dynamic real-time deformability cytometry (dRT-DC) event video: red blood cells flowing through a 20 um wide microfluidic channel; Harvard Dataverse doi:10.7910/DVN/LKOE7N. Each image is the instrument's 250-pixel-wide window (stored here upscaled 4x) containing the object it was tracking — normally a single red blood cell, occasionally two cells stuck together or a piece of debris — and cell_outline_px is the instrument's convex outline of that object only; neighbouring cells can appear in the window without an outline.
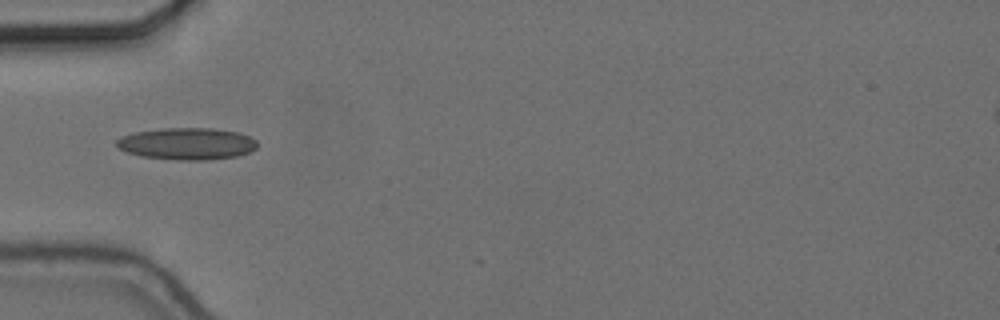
{"species": "common noctule bat (a hibernating species)", "species_latin": "Nyctalus noctula", "temperature_condition": "cold", "stored_images_in_passage": 2, "camera_frame_rate_fps": 3000, "um_per_image_px": 0.085, "animal": {"sex": "female", "body_mass_g": 24.6, "forearm_length_mm": 56.2}, "frame": {"image": 1, "passage_image": 1, "time_ms": 0.0, "image_size_px": [1000, 320], "cell_outline_px": [[256, 148], [248, 152], [236, 156], [208, 160], [180, 160], [140, 156], [128, 152], [120, 148], [116, 144], [116, 140], [120, 136], [136, 132], [164, 128], [212, 128], [236, 132], [248, 136], [256, 140]], "centroid_in_image_um": [15.88, 12.21], "position_along_channel_um": 69.1, "area_um2": 25.95}}